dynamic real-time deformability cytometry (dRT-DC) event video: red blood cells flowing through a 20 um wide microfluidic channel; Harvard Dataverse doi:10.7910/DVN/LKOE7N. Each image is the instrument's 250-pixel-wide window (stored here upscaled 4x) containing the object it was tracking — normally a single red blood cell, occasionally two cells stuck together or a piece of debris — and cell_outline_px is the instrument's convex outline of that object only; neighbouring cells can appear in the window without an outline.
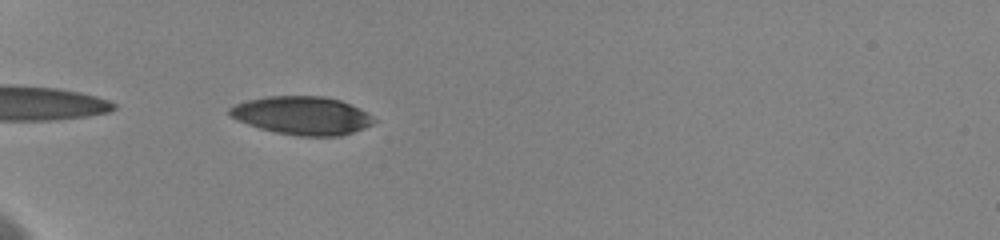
{"species": "human", "species_latin": "Homo sapiens", "temperature_condition": "cold", "stored_images_in_passage": 12, "camera_frame_rate_fps": 3000, "um_per_image_px": 0.085, "donor": {"sex": "female"}, "frame": {"image": 1, "passage_image": 3, "time_ms": 0.333, "image_size_px": [1000, 240], "cell_outline_px": [[376, 120], [372, 124], [364, 128], [340, 136], [300, 136], [276, 132], [260, 128], [236, 120], [228, 112], [228, 108], [244, 100], [268, 96], [324, 96], [340, 100], [364, 112]], "centroid_in_image_um": [25.63, 9.82], "position_along_channel_um": 59.4, "area_um2": 31.85}}